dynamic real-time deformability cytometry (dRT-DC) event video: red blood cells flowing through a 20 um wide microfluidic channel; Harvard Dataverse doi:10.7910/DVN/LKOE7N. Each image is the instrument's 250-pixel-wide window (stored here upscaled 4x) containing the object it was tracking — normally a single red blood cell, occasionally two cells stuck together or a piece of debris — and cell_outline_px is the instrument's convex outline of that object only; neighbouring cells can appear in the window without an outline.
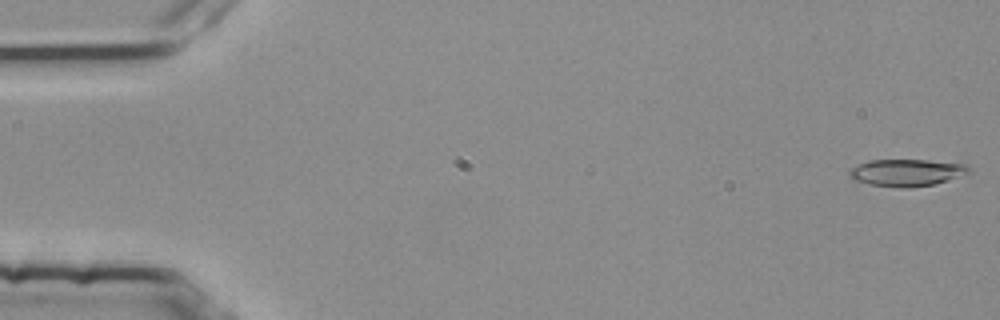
{"species": "common noctule bat (a hibernating species)", "species_latin": "Nyctalus noctula", "temperature_condition": "room temperature", "stored_images_in_passage": 55, "camera_frame_rate_fps": 3000, "um_per_image_px": 0.085, "animal": {"sex": "female", "body_mass_g": 25.1}, "frame": {"image": 1, "passage_image": 1, "time_ms": 0.0, "image_size_px": [1000, 320], "cell_outline_px": [[972, 172], [936, 184], [908, 188], [900, 188], [868, 184], [852, 180], [848, 176], [848, 172], [852, 168], [868, 160], [928, 160], [968, 164]], "centroid_in_image_um": [77.08, 14.68], "position_along_channel_um": 7.9, "area_um2": 19.07}}